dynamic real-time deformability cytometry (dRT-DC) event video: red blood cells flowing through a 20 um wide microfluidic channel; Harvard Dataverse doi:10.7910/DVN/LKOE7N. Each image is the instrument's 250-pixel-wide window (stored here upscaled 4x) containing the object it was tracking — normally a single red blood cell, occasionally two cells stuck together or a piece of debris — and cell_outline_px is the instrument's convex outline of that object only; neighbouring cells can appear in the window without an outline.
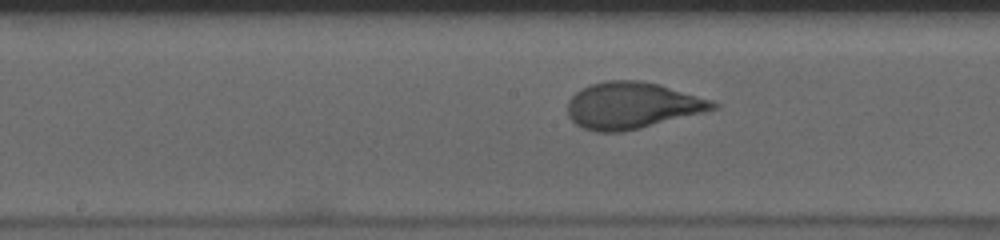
{"species": "human", "species_latin": "Homo sapiens", "temperature_condition": "cold", "stored_images_in_passage": 38, "camera_frame_rate_fps": 3000, "um_per_image_px": 0.085, "donor": {"sex": "male"}, "frame": {"image": 1, "passage_image": 17, "time_ms": 5.333, "image_size_px": [1000, 240], "cell_outline_px": [[720, 108], [640, 128], [620, 132], [596, 132], [584, 128], [576, 124], [568, 116], [568, 100], [580, 88], [588, 84], [608, 80], [636, 80], [660, 84], [716, 100], [720, 104]], "centroid_in_image_um": [53.77, 8.95], "position_along_channel_um": 194.4, "area_um2": 39.82}}
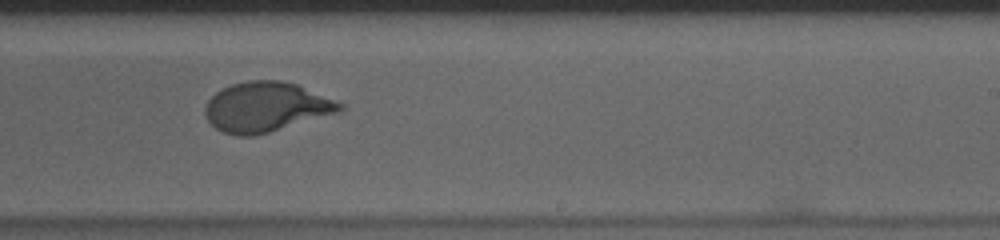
{"frame": {"image": 2, "passage_image": 23, "time_ms": 7.333, "image_size_px": [1000, 240], "cell_outline_px": [[344, 108], [340, 112], [268, 132], [252, 136], [236, 136], [224, 132], [216, 128], [208, 120], [204, 112], [204, 108], [208, 100], [216, 92], [232, 84], [248, 80], [280, 80], [296, 84], [344, 104]], "centroid_in_image_um": [22.6, 9.09], "position_along_channel_um": 266.4, "area_um2": 38.73}}
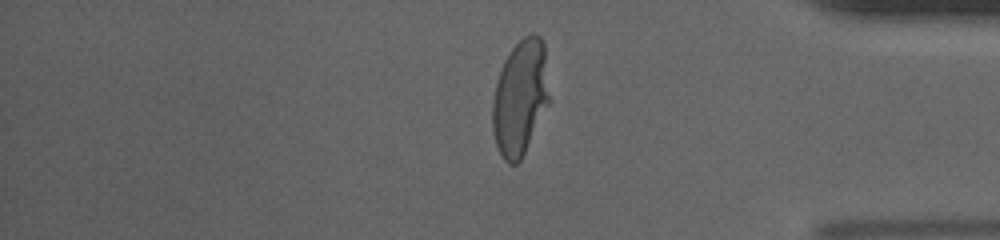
{"frame": {"image": 3, "passage_image": 35, "time_ms": 11.333, "image_size_px": [1000, 240], "cell_outline_px": [[548, 104], [520, 160], [516, 164], [508, 164], [504, 160], [496, 144], [492, 132], [492, 100], [496, 84], [504, 60], [512, 48], [524, 36], [532, 32], [540, 36], [544, 40], [548, 96]], "centroid_in_image_um": [44.19, 8.28], "position_along_channel_um": 391.0, "area_um2": 37.74}, "authors_computed_cell_mechanics": {"area_um2": 38.726, "velocity_mm_per_s": 3.6175, "shape_relaxation_time_tau1_ms": 4.7132, "shape_relaxation_time_tau2_ms": null, "deformation_change_tau1": 0.2365, "deformation_change_tau2": null}}